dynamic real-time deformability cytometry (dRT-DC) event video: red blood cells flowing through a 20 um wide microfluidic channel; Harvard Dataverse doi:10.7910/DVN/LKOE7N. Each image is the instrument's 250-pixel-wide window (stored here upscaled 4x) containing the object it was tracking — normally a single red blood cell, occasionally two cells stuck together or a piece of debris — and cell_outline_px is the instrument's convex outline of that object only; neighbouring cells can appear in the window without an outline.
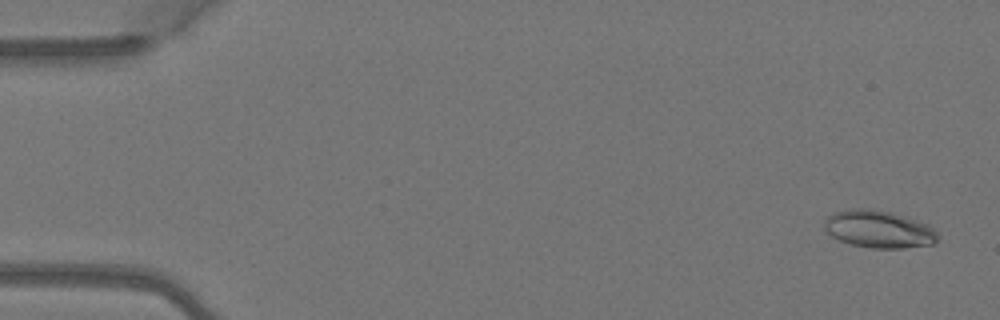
{"species": "Egyptian fruit bat (a non-hibernating species)", "species_latin": "Rousettus aegyptiacus", "temperature_condition": "warm", "stored_images_in_passage": 4, "camera_frame_rate_fps": 3000, "um_per_image_px": 0.085, "animal": {"sex": "female"}, "frame": {"image": 1, "passage_image": 1, "time_ms": 0.0, "image_size_px": [1000, 320], "cell_outline_px": [[940, 236], [932, 244], [904, 248], [872, 248], [852, 244], [840, 240], [824, 232], [824, 220], [832, 212], [848, 208], [868, 208], [892, 212], [908, 216], [928, 224]], "centroid_in_image_um": [74.67, 19.46], "position_along_channel_um": 10.3, "area_um2": 25.09}}